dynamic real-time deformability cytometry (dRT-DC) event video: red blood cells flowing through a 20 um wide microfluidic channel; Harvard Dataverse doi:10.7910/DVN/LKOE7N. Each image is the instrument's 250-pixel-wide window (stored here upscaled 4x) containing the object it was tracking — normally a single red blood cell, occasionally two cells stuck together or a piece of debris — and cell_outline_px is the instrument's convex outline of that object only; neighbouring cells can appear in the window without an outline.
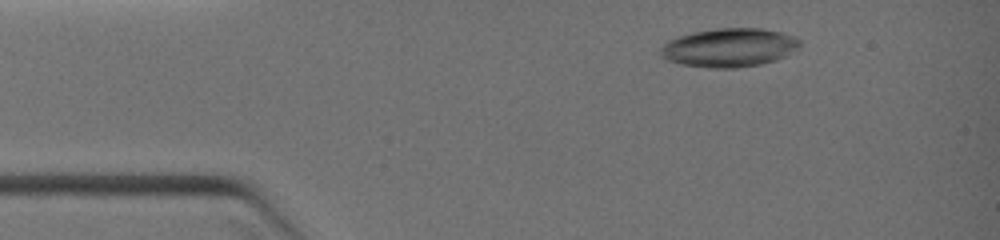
{"species": "common noctule bat (a hibernating species)", "species_latin": "Nyctalus noctula", "temperature_condition": "warm", "stored_images_in_passage": 4, "camera_frame_rate_fps": 3000, "um_per_image_px": 0.085, "animal": {"sex": "female", "body_mass_g": 19.0, "forearm_length_mm": 51.5}, "frame": {"image": 1, "passage_image": 1, "time_ms": 0.0, "image_size_px": [1000, 240], "cell_outline_px": [[800, 44], [788, 56], [776, 60], [760, 64], [736, 68], [708, 68], [680, 64], [668, 60], [660, 56], [660, 48], [668, 40], [676, 36], [692, 32], [716, 28], [764, 28], [784, 32], [800, 40]], "centroid_in_image_um": [61.97, 4.04], "position_along_channel_um": 23.0, "area_um2": 31.73}}
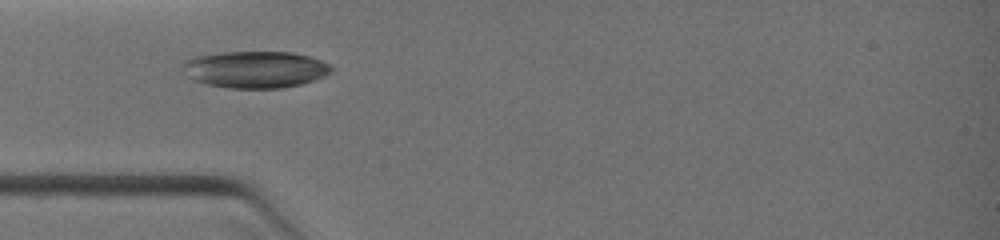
{"frame": {"image": 2, "passage_image": 3, "time_ms": 2.0, "image_size_px": [1000, 240], "cell_outline_px": [[332, 72], [324, 76], [300, 84], [280, 88], [228, 88], [208, 84], [196, 80], [188, 76], [180, 64], [192, 56], [224, 52], [292, 52], [308, 56], [332, 64]], "centroid_in_image_um": [21.69, 5.89], "position_along_channel_um": 63.3, "area_um2": 31.85}}
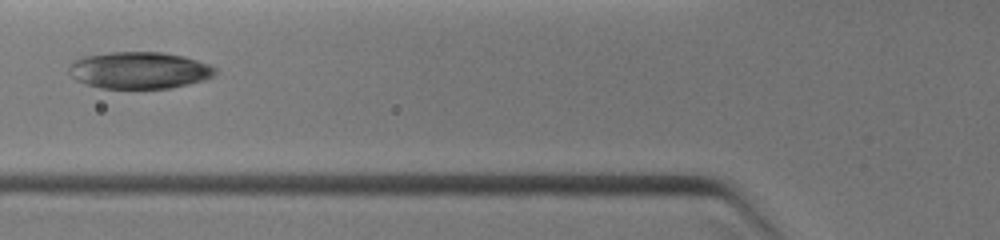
{"frame": {"image": 3, "passage_image": 4, "time_ms": 3.0, "image_size_px": [1000, 240], "cell_outline_px": [[216, 76], [204, 80], [188, 84], [168, 88], [100, 88], [76, 80], [68, 72], [68, 64], [72, 60], [84, 56], [108, 52], [160, 52], [184, 56], [208, 64], [216, 68]], "centroid_in_image_um": [11.82, 5.97], "position_along_channel_um": 114.0, "area_um2": 31.56}}